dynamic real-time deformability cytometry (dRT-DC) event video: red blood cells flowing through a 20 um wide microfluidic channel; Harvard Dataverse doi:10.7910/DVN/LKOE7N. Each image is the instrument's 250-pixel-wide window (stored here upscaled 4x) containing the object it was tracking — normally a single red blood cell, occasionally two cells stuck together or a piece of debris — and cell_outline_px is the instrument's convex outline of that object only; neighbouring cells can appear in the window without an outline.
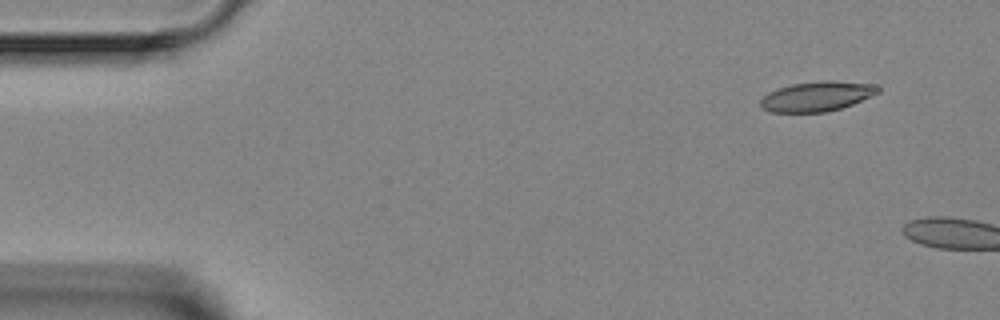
{"species": "Egyptian fruit bat (a non-hibernating species)", "species_latin": "Rousettus aegyptiacus", "temperature_condition": "room temperature", "stored_images_in_passage": 3, "camera_frame_rate_fps": 3000, "um_per_image_px": 0.085, "animal": {"sex": "female"}, "frame": {"image": 1, "passage_image": 1, "time_ms": 0.0, "image_size_px": [1000, 320], "cell_outline_px": [[880, 92], [852, 104], [828, 112], [768, 112], [760, 108], [760, 100], [768, 92], [792, 84], [824, 80], [828, 80], [880, 84]], "centroid_in_image_um": [69.45, 8.18], "position_along_channel_um": 15.5, "area_um2": 20.58}}